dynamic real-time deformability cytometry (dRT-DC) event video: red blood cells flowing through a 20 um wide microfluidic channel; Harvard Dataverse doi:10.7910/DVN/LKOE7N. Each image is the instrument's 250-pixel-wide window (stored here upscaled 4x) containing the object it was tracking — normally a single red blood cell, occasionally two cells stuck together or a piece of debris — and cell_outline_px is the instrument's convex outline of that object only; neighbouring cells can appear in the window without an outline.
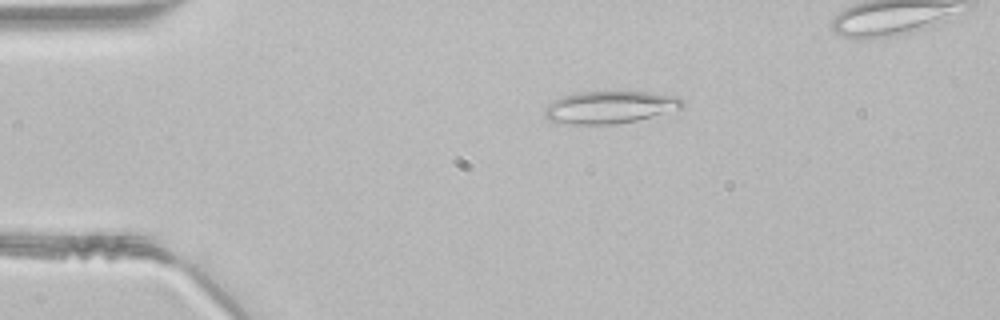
{"species": "common noctule bat (a hibernating species)", "species_latin": "Nyctalus noctula", "temperature_condition": "room temperature", "stored_images_in_passage": 36, "camera_frame_rate_fps": 3000, "um_per_image_px": 0.085, "animal": {"sex": "male", "body_mass_g": 21.5, "forearm_length_mm": 52.0}, "frame": {"image": 1, "passage_image": 1, "time_ms": 0.0, "image_size_px": [1000, 320], "cell_outline_px": [[684, 104], [680, 108], [636, 120], [616, 124], [572, 124], [548, 120], [544, 116], [544, 108], [548, 104], [564, 96], [584, 92], [648, 92], [676, 96], [684, 100]], "centroid_in_image_um": [51.82, 9.12], "position_along_channel_um": 33.2, "area_um2": 25.49}}
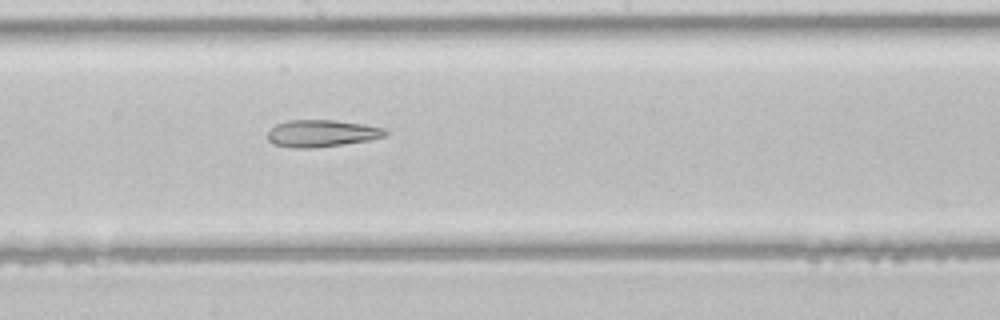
{"frame": {"image": 2, "passage_image": 17, "time_ms": 5.333, "image_size_px": [1000, 320], "cell_outline_px": [[388, 132], [384, 136], [368, 140], [344, 144], [312, 148], [292, 148], [272, 144], [268, 140], [268, 132], [276, 124], [288, 120], [336, 120], [364, 124], [384, 128]], "centroid_in_image_um": [27.32, 11.33], "position_along_channel_um": 220.9, "area_um2": 18.55}}
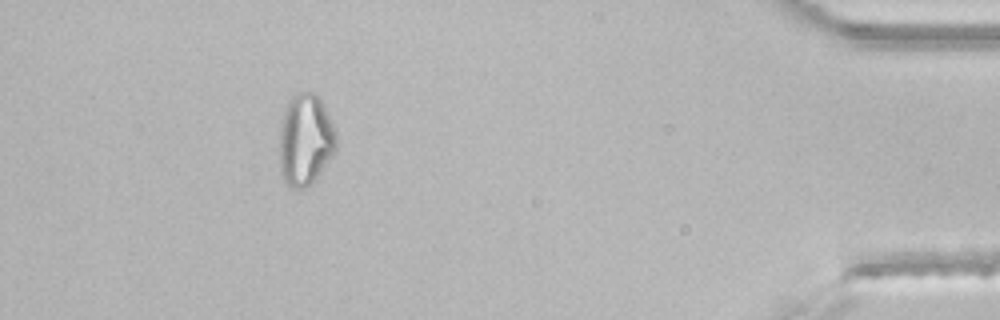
{"frame": {"image": 3, "passage_image": 34, "time_ms": 11.0, "image_size_px": [1000, 320], "cell_outline_px": [[336, 148], [332, 156], [316, 180], [304, 188], [288, 188], [284, 184], [280, 172], [280, 128], [284, 112], [288, 100], [296, 92], [312, 92], [320, 100], [336, 132]], "centroid_in_image_um": [25.93, 11.94], "position_along_channel_um": 409.3, "area_um2": 30.35}}